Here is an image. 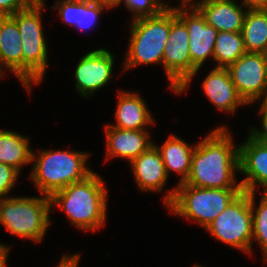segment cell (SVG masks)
<instances>
[{
	"label": "cell",
	"mask_w": 267,
	"mask_h": 267,
	"mask_svg": "<svg viewBox=\"0 0 267 267\" xmlns=\"http://www.w3.org/2000/svg\"><path fill=\"white\" fill-rule=\"evenodd\" d=\"M29 4L28 0H0V14L12 16L25 9Z\"/></svg>",
	"instance_id": "83f0119b"
},
{
	"label": "cell",
	"mask_w": 267,
	"mask_h": 267,
	"mask_svg": "<svg viewBox=\"0 0 267 267\" xmlns=\"http://www.w3.org/2000/svg\"><path fill=\"white\" fill-rule=\"evenodd\" d=\"M239 168L245 175L240 181L243 191L256 192L257 187L267 192V143L252 139L249 135L239 145Z\"/></svg>",
	"instance_id": "4fadbf2b"
},
{
	"label": "cell",
	"mask_w": 267,
	"mask_h": 267,
	"mask_svg": "<svg viewBox=\"0 0 267 267\" xmlns=\"http://www.w3.org/2000/svg\"><path fill=\"white\" fill-rule=\"evenodd\" d=\"M30 3H45L46 0H28Z\"/></svg>",
	"instance_id": "74e56055"
},
{
	"label": "cell",
	"mask_w": 267,
	"mask_h": 267,
	"mask_svg": "<svg viewBox=\"0 0 267 267\" xmlns=\"http://www.w3.org/2000/svg\"><path fill=\"white\" fill-rule=\"evenodd\" d=\"M121 3L133 12L132 20L156 16L166 8L158 0H122Z\"/></svg>",
	"instance_id": "484cf974"
},
{
	"label": "cell",
	"mask_w": 267,
	"mask_h": 267,
	"mask_svg": "<svg viewBox=\"0 0 267 267\" xmlns=\"http://www.w3.org/2000/svg\"><path fill=\"white\" fill-rule=\"evenodd\" d=\"M136 184L141 191L160 192L168 181V175L160 152L153 144L129 163Z\"/></svg>",
	"instance_id": "e0dca14e"
},
{
	"label": "cell",
	"mask_w": 267,
	"mask_h": 267,
	"mask_svg": "<svg viewBox=\"0 0 267 267\" xmlns=\"http://www.w3.org/2000/svg\"><path fill=\"white\" fill-rule=\"evenodd\" d=\"M244 53L246 50L240 32L218 31L213 52L215 67L227 68Z\"/></svg>",
	"instance_id": "cb8c5ba5"
},
{
	"label": "cell",
	"mask_w": 267,
	"mask_h": 267,
	"mask_svg": "<svg viewBox=\"0 0 267 267\" xmlns=\"http://www.w3.org/2000/svg\"><path fill=\"white\" fill-rule=\"evenodd\" d=\"M205 230L216 240L251 255L253 219L250 192L242 191Z\"/></svg>",
	"instance_id": "ba28073f"
},
{
	"label": "cell",
	"mask_w": 267,
	"mask_h": 267,
	"mask_svg": "<svg viewBox=\"0 0 267 267\" xmlns=\"http://www.w3.org/2000/svg\"><path fill=\"white\" fill-rule=\"evenodd\" d=\"M227 126H219L195 144L191 171L184 183L199 188H242L237 183L239 145Z\"/></svg>",
	"instance_id": "6da1fadb"
},
{
	"label": "cell",
	"mask_w": 267,
	"mask_h": 267,
	"mask_svg": "<svg viewBox=\"0 0 267 267\" xmlns=\"http://www.w3.org/2000/svg\"><path fill=\"white\" fill-rule=\"evenodd\" d=\"M261 200L256 206V192H250V206L253 219L252 241H256L262 250L263 261L267 263V192H261Z\"/></svg>",
	"instance_id": "d4e9b609"
},
{
	"label": "cell",
	"mask_w": 267,
	"mask_h": 267,
	"mask_svg": "<svg viewBox=\"0 0 267 267\" xmlns=\"http://www.w3.org/2000/svg\"><path fill=\"white\" fill-rule=\"evenodd\" d=\"M261 101L262 103H260V108L264 109V110H267V87H266V90L264 92V95L263 97L261 98Z\"/></svg>",
	"instance_id": "836d02e7"
},
{
	"label": "cell",
	"mask_w": 267,
	"mask_h": 267,
	"mask_svg": "<svg viewBox=\"0 0 267 267\" xmlns=\"http://www.w3.org/2000/svg\"><path fill=\"white\" fill-rule=\"evenodd\" d=\"M217 31L241 32L248 9L235 0H200L193 4Z\"/></svg>",
	"instance_id": "9a60e30c"
},
{
	"label": "cell",
	"mask_w": 267,
	"mask_h": 267,
	"mask_svg": "<svg viewBox=\"0 0 267 267\" xmlns=\"http://www.w3.org/2000/svg\"><path fill=\"white\" fill-rule=\"evenodd\" d=\"M91 154L68 150L32 151L30 180L40 194L51 196L66 186L82 181L92 171L86 163Z\"/></svg>",
	"instance_id": "3957f363"
},
{
	"label": "cell",
	"mask_w": 267,
	"mask_h": 267,
	"mask_svg": "<svg viewBox=\"0 0 267 267\" xmlns=\"http://www.w3.org/2000/svg\"><path fill=\"white\" fill-rule=\"evenodd\" d=\"M0 243V267H6L8 254H10V247Z\"/></svg>",
	"instance_id": "1f68e13d"
},
{
	"label": "cell",
	"mask_w": 267,
	"mask_h": 267,
	"mask_svg": "<svg viewBox=\"0 0 267 267\" xmlns=\"http://www.w3.org/2000/svg\"><path fill=\"white\" fill-rule=\"evenodd\" d=\"M184 4H194V0H182V5Z\"/></svg>",
	"instance_id": "8d00e7d4"
},
{
	"label": "cell",
	"mask_w": 267,
	"mask_h": 267,
	"mask_svg": "<svg viewBox=\"0 0 267 267\" xmlns=\"http://www.w3.org/2000/svg\"><path fill=\"white\" fill-rule=\"evenodd\" d=\"M117 97V122L109 126L125 130H147V126L155 124L151 111L138 93L120 90Z\"/></svg>",
	"instance_id": "ac0fdd59"
},
{
	"label": "cell",
	"mask_w": 267,
	"mask_h": 267,
	"mask_svg": "<svg viewBox=\"0 0 267 267\" xmlns=\"http://www.w3.org/2000/svg\"><path fill=\"white\" fill-rule=\"evenodd\" d=\"M104 180L95 172L50 196V206L65 212L79 230L96 232L107 218L108 192Z\"/></svg>",
	"instance_id": "7a4b0ae2"
},
{
	"label": "cell",
	"mask_w": 267,
	"mask_h": 267,
	"mask_svg": "<svg viewBox=\"0 0 267 267\" xmlns=\"http://www.w3.org/2000/svg\"><path fill=\"white\" fill-rule=\"evenodd\" d=\"M263 56H264V60H265V65L267 67V48L262 52Z\"/></svg>",
	"instance_id": "d590c367"
},
{
	"label": "cell",
	"mask_w": 267,
	"mask_h": 267,
	"mask_svg": "<svg viewBox=\"0 0 267 267\" xmlns=\"http://www.w3.org/2000/svg\"><path fill=\"white\" fill-rule=\"evenodd\" d=\"M51 209L50 196L5 197L0 199V224L10 234L39 243L51 225Z\"/></svg>",
	"instance_id": "8992f818"
},
{
	"label": "cell",
	"mask_w": 267,
	"mask_h": 267,
	"mask_svg": "<svg viewBox=\"0 0 267 267\" xmlns=\"http://www.w3.org/2000/svg\"><path fill=\"white\" fill-rule=\"evenodd\" d=\"M241 4L248 10L267 9V0H242Z\"/></svg>",
	"instance_id": "4dcf8cb0"
},
{
	"label": "cell",
	"mask_w": 267,
	"mask_h": 267,
	"mask_svg": "<svg viewBox=\"0 0 267 267\" xmlns=\"http://www.w3.org/2000/svg\"><path fill=\"white\" fill-rule=\"evenodd\" d=\"M29 144V137L10 130H0V163L22 171L21 167L31 164L32 150Z\"/></svg>",
	"instance_id": "7402d4cb"
},
{
	"label": "cell",
	"mask_w": 267,
	"mask_h": 267,
	"mask_svg": "<svg viewBox=\"0 0 267 267\" xmlns=\"http://www.w3.org/2000/svg\"><path fill=\"white\" fill-rule=\"evenodd\" d=\"M80 262V254H73V255H68L64 254L62 256L59 264L57 267H78Z\"/></svg>",
	"instance_id": "f546056e"
},
{
	"label": "cell",
	"mask_w": 267,
	"mask_h": 267,
	"mask_svg": "<svg viewBox=\"0 0 267 267\" xmlns=\"http://www.w3.org/2000/svg\"><path fill=\"white\" fill-rule=\"evenodd\" d=\"M53 9H58L62 22L81 30L94 28L107 5L94 0H55Z\"/></svg>",
	"instance_id": "ffe728a7"
},
{
	"label": "cell",
	"mask_w": 267,
	"mask_h": 267,
	"mask_svg": "<svg viewBox=\"0 0 267 267\" xmlns=\"http://www.w3.org/2000/svg\"><path fill=\"white\" fill-rule=\"evenodd\" d=\"M6 17H7V16H5V15H1V14H0V28H1L2 21H3Z\"/></svg>",
	"instance_id": "f35d334b"
},
{
	"label": "cell",
	"mask_w": 267,
	"mask_h": 267,
	"mask_svg": "<svg viewBox=\"0 0 267 267\" xmlns=\"http://www.w3.org/2000/svg\"><path fill=\"white\" fill-rule=\"evenodd\" d=\"M130 38L123 68L160 64L170 32V8L158 15L131 20Z\"/></svg>",
	"instance_id": "52a82bcc"
},
{
	"label": "cell",
	"mask_w": 267,
	"mask_h": 267,
	"mask_svg": "<svg viewBox=\"0 0 267 267\" xmlns=\"http://www.w3.org/2000/svg\"><path fill=\"white\" fill-rule=\"evenodd\" d=\"M10 71L22 84V42L16 21L7 16L0 28V78Z\"/></svg>",
	"instance_id": "d6986e66"
},
{
	"label": "cell",
	"mask_w": 267,
	"mask_h": 267,
	"mask_svg": "<svg viewBox=\"0 0 267 267\" xmlns=\"http://www.w3.org/2000/svg\"><path fill=\"white\" fill-rule=\"evenodd\" d=\"M176 15L186 25L191 57V77L175 92L181 94L190 87V82L206 60L211 56L213 59L218 31L206 23L205 17L193 4L177 5Z\"/></svg>",
	"instance_id": "9c48e42d"
},
{
	"label": "cell",
	"mask_w": 267,
	"mask_h": 267,
	"mask_svg": "<svg viewBox=\"0 0 267 267\" xmlns=\"http://www.w3.org/2000/svg\"><path fill=\"white\" fill-rule=\"evenodd\" d=\"M259 112L258 114L261 117V129L253 128L251 127L249 133V136L261 143H267V110H264L262 108H258Z\"/></svg>",
	"instance_id": "f1b7e54d"
},
{
	"label": "cell",
	"mask_w": 267,
	"mask_h": 267,
	"mask_svg": "<svg viewBox=\"0 0 267 267\" xmlns=\"http://www.w3.org/2000/svg\"><path fill=\"white\" fill-rule=\"evenodd\" d=\"M240 33L246 52L262 53L267 48V9L248 10Z\"/></svg>",
	"instance_id": "603a6c76"
},
{
	"label": "cell",
	"mask_w": 267,
	"mask_h": 267,
	"mask_svg": "<svg viewBox=\"0 0 267 267\" xmlns=\"http://www.w3.org/2000/svg\"><path fill=\"white\" fill-rule=\"evenodd\" d=\"M160 3H162L166 8H173V6H170V5H168V4H166L165 2L166 1H162V0H158ZM180 2V5H182V0L181 1H179Z\"/></svg>",
	"instance_id": "e575fe53"
},
{
	"label": "cell",
	"mask_w": 267,
	"mask_h": 267,
	"mask_svg": "<svg viewBox=\"0 0 267 267\" xmlns=\"http://www.w3.org/2000/svg\"><path fill=\"white\" fill-rule=\"evenodd\" d=\"M45 3H30L13 14L22 42V85L31 93L32 85L40 84L48 66V48L42 27Z\"/></svg>",
	"instance_id": "5b68a950"
},
{
	"label": "cell",
	"mask_w": 267,
	"mask_h": 267,
	"mask_svg": "<svg viewBox=\"0 0 267 267\" xmlns=\"http://www.w3.org/2000/svg\"><path fill=\"white\" fill-rule=\"evenodd\" d=\"M227 70L236 91L247 105L263 97L267 87V67L262 53L246 52Z\"/></svg>",
	"instance_id": "8fae6325"
},
{
	"label": "cell",
	"mask_w": 267,
	"mask_h": 267,
	"mask_svg": "<svg viewBox=\"0 0 267 267\" xmlns=\"http://www.w3.org/2000/svg\"><path fill=\"white\" fill-rule=\"evenodd\" d=\"M192 267H203V265L201 266L200 264L199 265L198 264H195Z\"/></svg>",
	"instance_id": "ab89813d"
},
{
	"label": "cell",
	"mask_w": 267,
	"mask_h": 267,
	"mask_svg": "<svg viewBox=\"0 0 267 267\" xmlns=\"http://www.w3.org/2000/svg\"><path fill=\"white\" fill-rule=\"evenodd\" d=\"M20 173L15 168L0 163V199L9 197L8 194L13 190Z\"/></svg>",
	"instance_id": "4316f807"
},
{
	"label": "cell",
	"mask_w": 267,
	"mask_h": 267,
	"mask_svg": "<svg viewBox=\"0 0 267 267\" xmlns=\"http://www.w3.org/2000/svg\"><path fill=\"white\" fill-rule=\"evenodd\" d=\"M243 191L242 188H199L177 184L163 204L177 217L195 221L204 229Z\"/></svg>",
	"instance_id": "277c9868"
},
{
	"label": "cell",
	"mask_w": 267,
	"mask_h": 267,
	"mask_svg": "<svg viewBox=\"0 0 267 267\" xmlns=\"http://www.w3.org/2000/svg\"><path fill=\"white\" fill-rule=\"evenodd\" d=\"M153 144L160 152L167 175L169 176L171 172H176V174L181 175L177 184L184 183L191 171L195 145L191 146L189 143L187 144L182 138L174 134H171L161 146L155 142Z\"/></svg>",
	"instance_id": "44dd1931"
},
{
	"label": "cell",
	"mask_w": 267,
	"mask_h": 267,
	"mask_svg": "<svg viewBox=\"0 0 267 267\" xmlns=\"http://www.w3.org/2000/svg\"><path fill=\"white\" fill-rule=\"evenodd\" d=\"M106 160L124 158L133 161L153 145L147 130H125L106 124Z\"/></svg>",
	"instance_id": "5bb4252c"
},
{
	"label": "cell",
	"mask_w": 267,
	"mask_h": 267,
	"mask_svg": "<svg viewBox=\"0 0 267 267\" xmlns=\"http://www.w3.org/2000/svg\"><path fill=\"white\" fill-rule=\"evenodd\" d=\"M207 98L219 111L234 114L240 106H247L232 83L227 68L214 67L202 81Z\"/></svg>",
	"instance_id": "2e32d148"
},
{
	"label": "cell",
	"mask_w": 267,
	"mask_h": 267,
	"mask_svg": "<svg viewBox=\"0 0 267 267\" xmlns=\"http://www.w3.org/2000/svg\"><path fill=\"white\" fill-rule=\"evenodd\" d=\"M115 56L106 48L86 53L74 71L75 88L78 94L88 98L103 88L112 78Z\"/></svg>",
	"instance_id": "7c38bea8"
},
{
	"label": "cell",
	"mask_w": 267,
	"mask_h": 267,
	"mask_svg": "<svg viewBox=\"0 0 267 267\" xmlns=\"http://www.w3.org/2000/svg\"><path fill=\"white\" fill-rule=\"evenodd\" d=\"M94 1H97L99 3H102V4H105L107 5L110 9L114 8V7H118L122 0H94Z\"/></svg>",
	"instance_id": "d6a6232c"
},
{
	"label": "cell",
	"mask_w": 267,
	"mask_h": 267,
	"mask_svg": "<svg viewBox=\"0 0 267 267\" xmlns=\"http://www.w3.org/2000/svg\"><path fill=\"white\" fill-rule=\"evenodd\" d=\"M162 66L175 93L191 77L189 36L186 25L177 17L176 7L170 8V32L164 48Z\"/></svg>",
	"instance_id": "30bf717a"
}]
</instances>
